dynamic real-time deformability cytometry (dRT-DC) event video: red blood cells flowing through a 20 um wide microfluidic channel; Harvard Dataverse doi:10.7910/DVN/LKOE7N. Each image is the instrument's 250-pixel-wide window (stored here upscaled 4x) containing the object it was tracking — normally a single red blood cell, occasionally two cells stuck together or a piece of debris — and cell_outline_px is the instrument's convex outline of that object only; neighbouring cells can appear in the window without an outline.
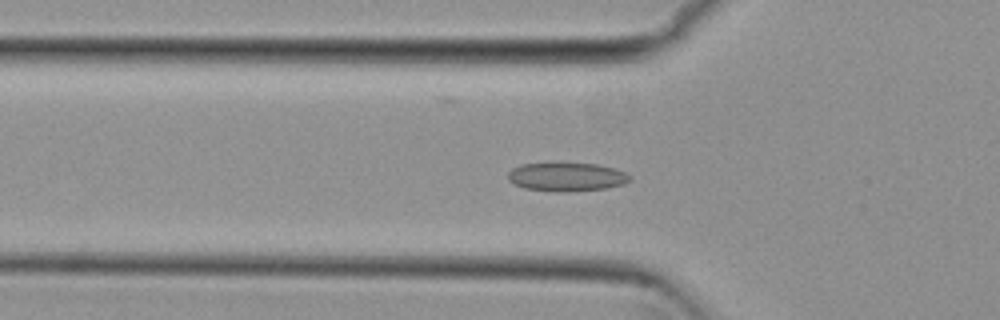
{"species": "common noctule bat (a hibernating species)", "species_latin": "Nyctalus noctula", "temperature_condition": "cold", "stored_images_in_passage": 54, "camera_frame_rate_fps": 3000, "um_per_image_px": 0.085, "animal": {"sex": "female", "body_mass_g": 29.2, "forearm_length_mm": 56.3}, "frame": {"image": 1, "passage_image": 18, "time_ms": 5.667, "image_size_px": [1000, 320], "cell_outline_px": [[632, 180], [624, 184], [608, 188], [568, 192], [556, 192], [524, 188], [508, 180], [508, 172], [512, 168], [520, 164], [596, 164], [612, 168], [624, 172], [632, 176]], "centroid_in_image_um": [48.18, 15.06], "position_along_channel_um": 77.6, "area_um2": 20.23}}
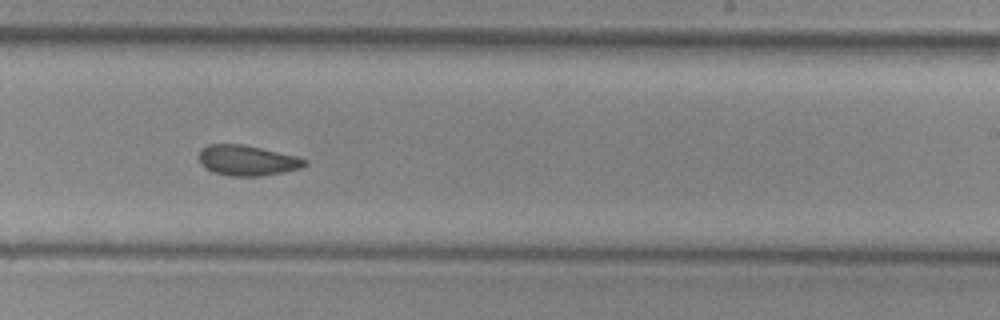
{"frame": {"image": 2, "passage_image": 33, "time_ms": 10.667, "image_size_px": [1000, 320], "cell_outline_px": [[308, 164], [300, 168], [284, 172], [260, 176], [228, 176], [212, 172], [200, 164], [200, 148], [208, 144], [244, 144], [296, 156], [308, 160]], "centroid_in_image_um": [21.01, 13.64], "position_along_channel_um": 268.0, "area_um2": 18.84}}
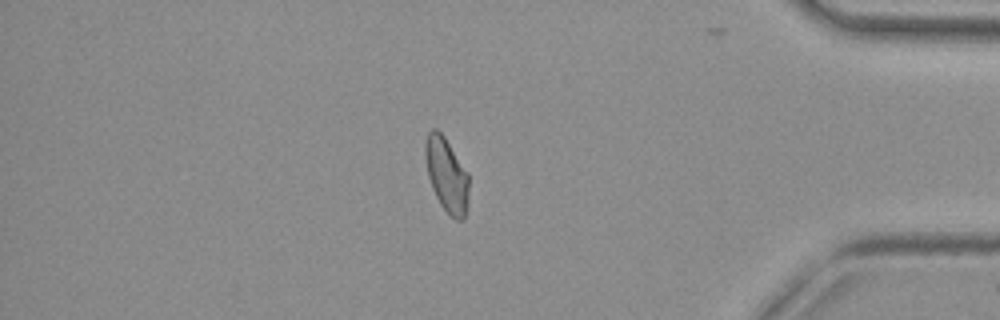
{"frame": {"image": 3, "passage_image": 46, "time_ms": 15.0, "image_size_px": [1000, 320], "cell_outline_px": [[468, 196], [464, 220], [456, 220], [448, 216], [440, 204], [432, 188], [428, 176], [424, 156], [424, 144], [428, 132], [432, 128], [436, 128], [444, 136], [468, 172]], "centroid_in_image_um": [37.95, 14.86], "position_along_channel_um": 397.3, "area_um2": 19.07}, "authors_computed_cell_mechanics": {"area_um2": 19.363, "velocity_mm_per_s": 3.8045, "shape_relaxation_time_tau1_ms": 10.908, "shape_relaxation_time_tau2_ms": 2.0688, "deformation_change_tau1": 0.1523, "deformation_change_tau2": 0.0735}}